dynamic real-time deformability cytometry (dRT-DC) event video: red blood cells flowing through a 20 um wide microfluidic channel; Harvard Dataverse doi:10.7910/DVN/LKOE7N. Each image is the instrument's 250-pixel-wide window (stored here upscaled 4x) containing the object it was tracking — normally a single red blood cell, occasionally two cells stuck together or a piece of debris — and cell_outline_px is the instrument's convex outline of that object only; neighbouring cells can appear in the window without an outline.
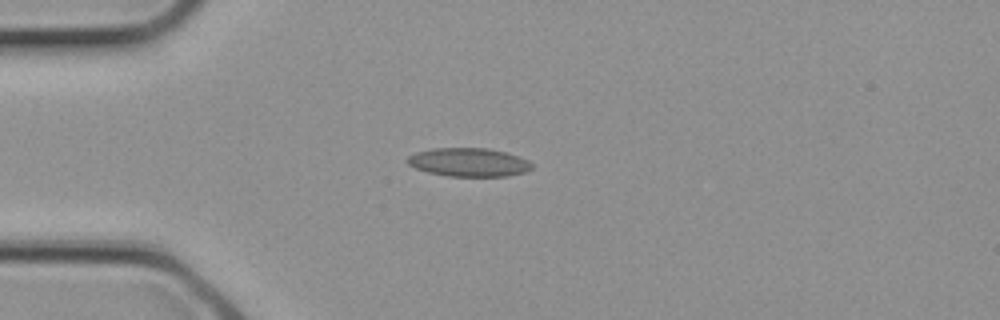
{"species": "common noctule bat (a hibernating species)", "species_latin": "Nyctalus noctula", "temperature_condition": "cold", "stored_images_in_passage": 2, "camera_frame_rate_fps": 3000, "um_per_image_px": 0.085, "animal": {"sex": "female", "body_mass_g": 21.9}, "frame": {"image": 1, "passage_image": 2, "time_ms": 0.333, "image_size_px": [1000, 320], "cell_outline_px": [[532, 168], [524, 172], [508, 176], [448, 176], [428, 172], [416, 168], [408, 164], [404, 160], [408, 156], [416, 152], [432, 148], [488, 148], [520, 156], [528, 160], [532, 164]], "centroid_in_image_um": [39.83, 13.79], "position_along_channel_um": 45.2, "area_um2": 20.75}}